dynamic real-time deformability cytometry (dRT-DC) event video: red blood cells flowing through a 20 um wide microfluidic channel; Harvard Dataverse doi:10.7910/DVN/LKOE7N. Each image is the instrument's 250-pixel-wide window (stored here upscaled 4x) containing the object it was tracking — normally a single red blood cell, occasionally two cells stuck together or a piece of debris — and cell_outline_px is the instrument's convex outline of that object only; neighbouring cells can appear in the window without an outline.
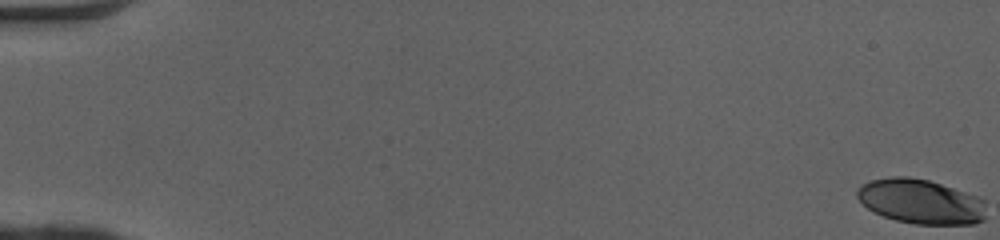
{"species": "human", "species_latin": "Homo sapiens", "temperature_condition": "cold", "stored_images_in_passage": 52, "camera_frame_rate_fps": 3000, "um_per_image_px": 0.085, "donor": {"sex": "female"}, "frame": {"image": 1, "passage_image": 1, "time_ms": 0.0, "image_size_px": [1000, 240], "cell_outline_px": [[984, 220], [972, 224], [916, 224], [896, 220], [884, 216], [868, 208], [856, 196], [856, 192], [868, 180], [888, 176], [908, 176], [928, 180], [980, 196], [984, 200]], "centroid_in_image_um": [78.28, 17.11], "position_along_channel_um": 6.7, "area_um2": 33.52}}
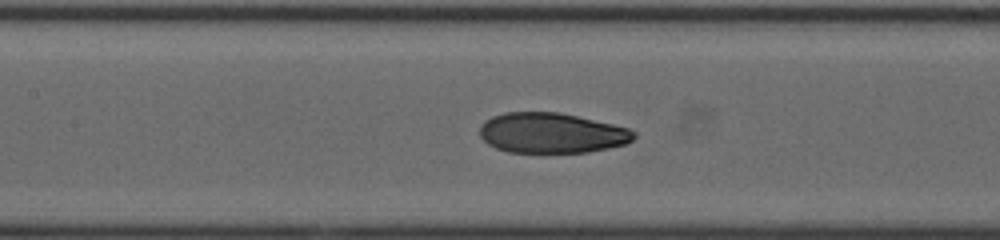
{"frame": {"image": 2, "passage_image": 26, "time_ms": 8.333, "image_size_px": [1000, 240], "cell_outline_px": [[636, 136], [632, 140], [624, 144], [608, 148], [588, 152], [508, 152], [496, 148], [488, 144], [480, 136], [480, 128], [484, 120], [492, 116], [504, 112], [560, 112], [612, 124], [628, 128], [636, 132]], "centroid_in_image_um": [46.87, 11.3], "position_along_channel_um": 160.5, "area_um2": 36.13}}
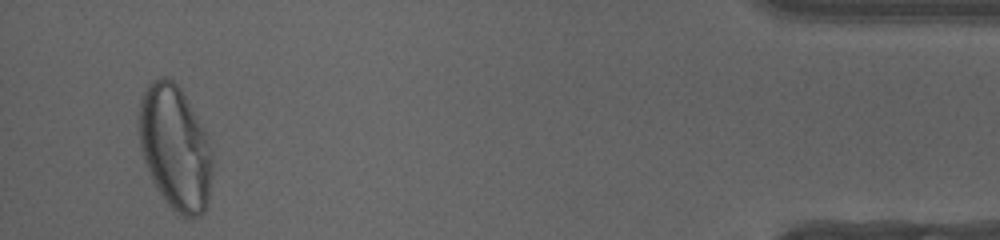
{"frame": {"image": 3, "passage_image": 50, "time_ms": 16.333, "image_size_px": [1000, 240], "cell_outline_px": [[212, 172], [208, 204], [204, 212], [200, 216], [180, 216], [168, 204], [156, 188], [144, 160], [140, 144], [140, 100], [144, 88], [152, 80], [160, 76], [164, 76], [172, 80], [180, 88], [208, 136], [212, 156]], "centroid_in_image_um": [14.9, 12.56], "position_along_channel_um": 420.3, "area_um2": 53.0}, "authors_computed_cell_mechanics": {"area_um2": 36.703, "velocity_mm_per_s": 4.0932, "shape_relaxation_time_tau1_ms": 4.9882, "shape_relaxation_time_tau2_ms": 0.9484, "deformation_change_tau1": 0.2286, "deformation_change_tau2": 0.0517}}